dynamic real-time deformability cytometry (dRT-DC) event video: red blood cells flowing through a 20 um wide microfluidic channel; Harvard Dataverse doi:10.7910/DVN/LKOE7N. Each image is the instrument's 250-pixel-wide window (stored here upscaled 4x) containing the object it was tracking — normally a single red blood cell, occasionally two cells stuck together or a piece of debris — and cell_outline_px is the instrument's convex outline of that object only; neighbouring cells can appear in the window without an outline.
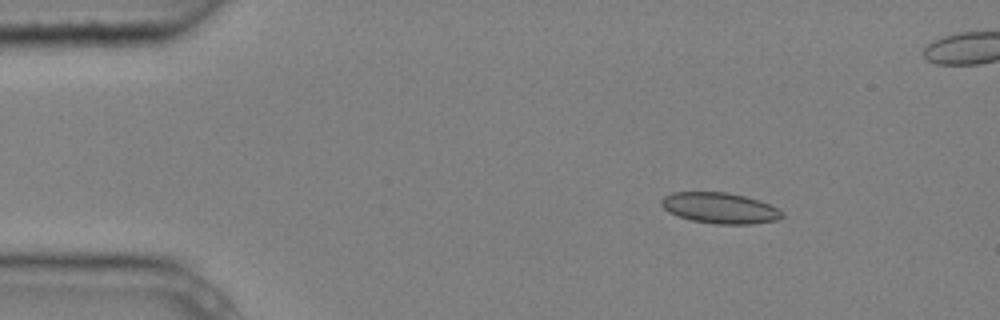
{"species": "common noctule bat (a hibernating species)", "species_latin": "Nyctalus noctula", "temperature_condition": "cold", "stored_images_in_passage": 5, "camera_frame_rate_fps": 3000, "um_per_image_px": 0.085, "animal": {"sex": "male", "body_mass_g": 20.4}, "frame": {"image": 1, "passage_image": 2, "time_ms": 0.333, "image_size_px": [1000, 320], "cell_outline_px": [[784, 216], [776, 220], [752, 224], [716, 224], [692, 220], [668, 212], [660, 204], [660, 200], [664, 196], [672, 192], [728, 192], [760, 200], [784, 212]], "centroid_in_image_um": [61.18, 17.68], "position_along_channel_um": 23.8, "area_um2": 21.68}}